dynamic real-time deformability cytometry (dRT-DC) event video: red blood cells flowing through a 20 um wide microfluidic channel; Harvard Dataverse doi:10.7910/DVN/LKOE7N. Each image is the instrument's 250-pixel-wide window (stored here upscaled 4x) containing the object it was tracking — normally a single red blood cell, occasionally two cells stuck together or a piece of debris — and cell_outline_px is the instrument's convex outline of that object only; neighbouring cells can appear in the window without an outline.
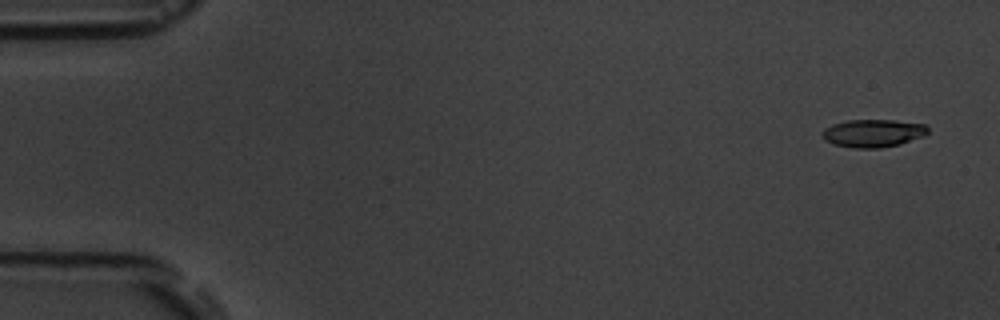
{"species": "common noctule bat (a hibernating species)", "species_latin": "Nyctalus noctula", "temperature_condition": "room temperature", "stored_images_in_passage": 5, "camera_frame_rate_fps": 3000, "um_per_image_px": 0.085, "animal": {"sex": "male", "body_mass_g": 19.5, "forearm_length_mm": 54.6}, "frame": {"image": 1, "passage_image": 1, "time_ms": 0.0, "image_size_px": [1000, 320], "cell_outline_px": [[928, 132], [924, 136], [900, 144], [880, 148], [856, 148], [832, 144], [824, 140], [820, 132], [824, 128], [832, 124], [848, 120], [892, 120], [924, 124], [928, 128]], "centroid_in_image_um": [74.17, 11.32], "position_along_channel_um": 10.8, "area_um2": 17.22}}
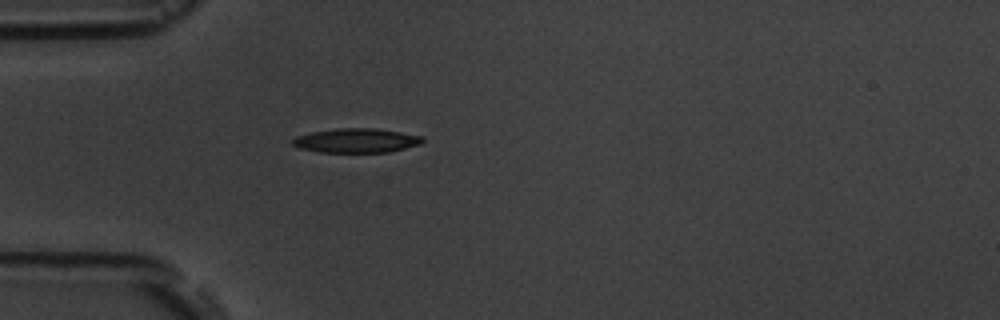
{"frame": {"image": 2, "passage_image": 5, "time_ms": 4.667, "image_size_px": [1000, 320], "cell_outline_px": [[424, 140], [420, 144], [388, 152], [320, 152], [300, 148], [292, 144], [292, 140], [296, 136], [312, 132], [336, 128], [376, 128], [424, 136]], "centroid_in_image_um": [30.3, 11.94], "position_along_channel_um": 54.7, "area_um2": 18.32}}